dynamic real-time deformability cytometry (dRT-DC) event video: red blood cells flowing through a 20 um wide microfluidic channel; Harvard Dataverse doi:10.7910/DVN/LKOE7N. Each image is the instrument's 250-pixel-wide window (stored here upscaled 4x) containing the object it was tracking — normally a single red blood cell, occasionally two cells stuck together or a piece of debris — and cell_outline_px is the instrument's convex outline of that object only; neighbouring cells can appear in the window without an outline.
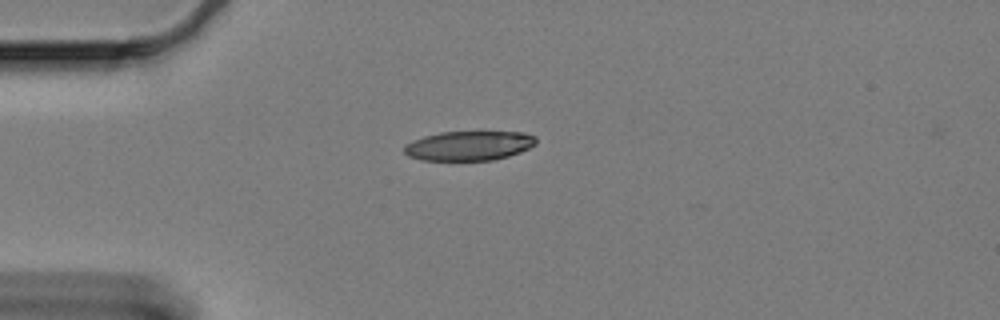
{"species": "Egyptian fruit bat (a non-hibernating species)", "species_latin": "Rousettus aegyptiacus", "temperature_condition": "cold", "stored_images_in_passage": 46, "camera_frame_rate_fps": 3000, "um_per_image_px": 0.085, "animal": {"sex": "female"}, "frame": {"image": 1, "passage_image": 1, "time_ms": 0.0, "image_size_px": [1000, 320], "cell_outline_px": [[536, 144], [520, 152], [508, 156], [492, 160], [420, 160], [408, 156], [404, 152], [404, 144], [412, 140], [424, 136], [440, 132], [524, 132], [536, 136]], "centroid_in_image_um": [39.84, 12.38], "position_along_channel_um": 45.2, "area_um2": 22.72}}
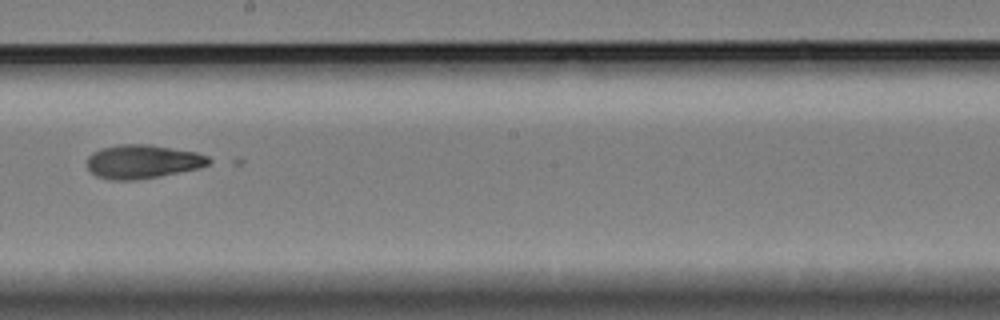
{"frame": {"image": 2, "passage_image": 20, "time_ms": 6.333, "image_size_px": [1000, 320], "cell_outline_px": [[216, 160], [200, 168], [160, 176], [132, 180], [112, 180], [96, 176], [88, 168], [88, 156], [92, 152], [100, 148], [120, 144], [148, 144], [196, 152], [208, 156]], "centroid_in_image_um": [12.15, 13.73], "position_along_channel_um": 236.0, "area_um2": 24.04}}
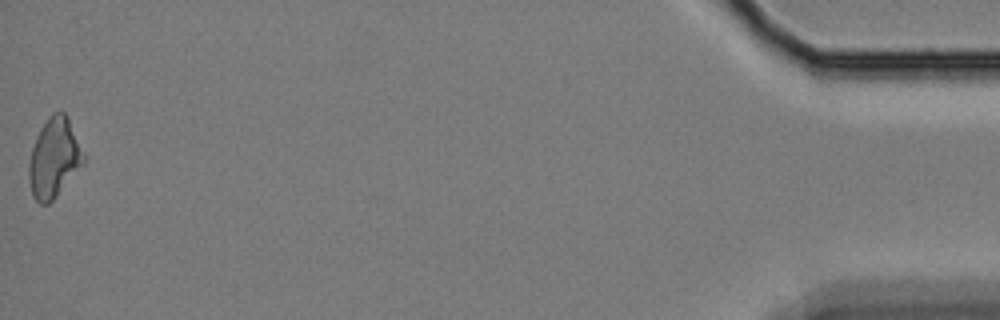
{"frame": {"image": 3, "passage_image": 46, "time_ms": 15.0, "image_size_px": [1000, 320], "cell_outline_px": [[84, 164], [56, 196], [48, 204], [40, 204], [32, 196], [28, 180], [28, 164], [32, 148], [36, 136], [40, 128], [48, 116], [52, 112], [64, 112], [68, 116], [84, 156]], "centroid_in_image_um": [4.57, 13.43], "position_along_channel_um": 430.6, "area_um2": 25.26}}